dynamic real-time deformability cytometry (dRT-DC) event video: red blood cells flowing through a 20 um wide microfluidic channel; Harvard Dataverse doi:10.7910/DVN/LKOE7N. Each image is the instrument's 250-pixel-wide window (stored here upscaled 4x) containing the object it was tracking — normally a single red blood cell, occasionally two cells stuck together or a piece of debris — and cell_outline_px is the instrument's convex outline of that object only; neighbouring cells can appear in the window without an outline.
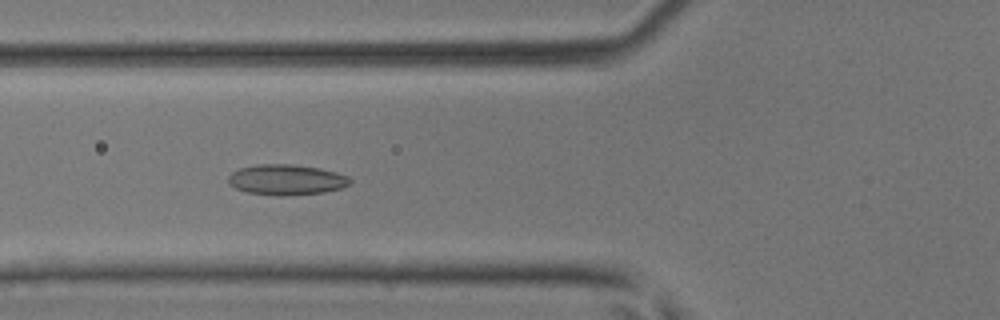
{"species": "common noctule bat (a hibernating species)", "species_latin": "Nyctalus noctula", "temperature_condition": "room temperature", "stored_images_in_passage": 48, "camera_frame_rate_fps": 3000, "um_per_image_px": 0.085, "animal": {"sex": "male", "body_mass_g": 17.9, "forearm_length_mm": 54.2}, "frame": {"image": 1, "passage_image": 19, "time_ms": 6.0, "image_size_px": [1000, 320], "cell_outline_px": [[352, 180], [348, 184], [340, 188], [324, 192], [280, 196], [276, 196], [248, 192], [236, 188], [228, 184], [228, 176], [232, 172], [240, 168], [256, 164], [292, 164], [320, 168], [336, 172], [348, 176]], "centroid_in_image_um": [24.32, 15.27], "position_along_channel_um": 101.5, "area_um2": 21.62}}
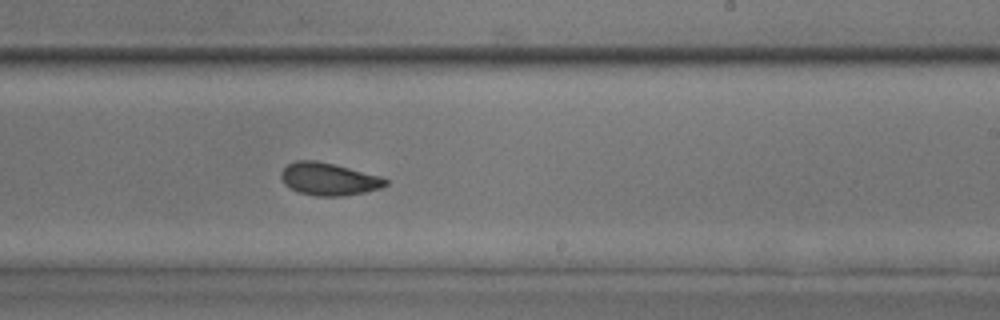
{"frame": {"image": 2, "passage_image": 30, "time_ms": 9.667, "image_size_px": [1000, 320], "cell_outline_px": [[388, 184], [380, 188], [364, 192], [344, 196], [316, 196], [300, 192], [284, 184], [280, 176], [280, 172], [288, 164], [296, 160], [316, 160], [380, 176], [388, 180]], "centroid_in_image_um": [27.93, 15.22], "position_along_channel_um": 261.1, "area_um2": 19.59}}
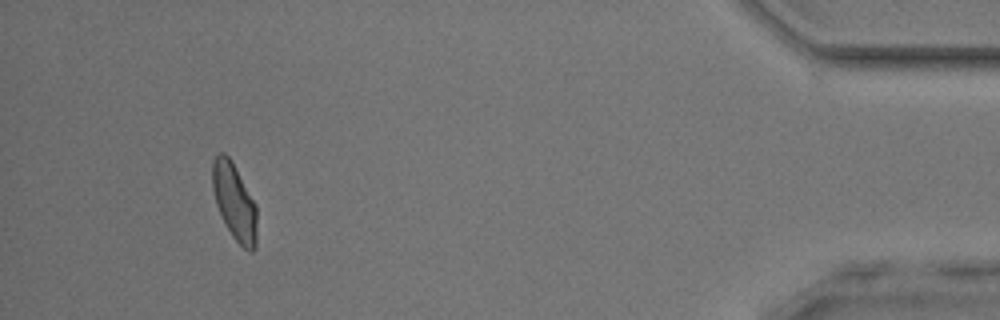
{"frame": {"image": 3, "passage_image": 45, "time_ms": 14.667, "image_size_px": [1000, 320], "cell_outline_px": [[256, 248], [252, 252], [248, 252], [232, 236], [216, 204], [212, 188], [212, 160], [220, 152], [224, 152], [232, 160], [256, 204]], "centroid_in_image_um": [19.93, 17.13], "position_along_channel_um": 415.3, "area_um2": 19.83}}